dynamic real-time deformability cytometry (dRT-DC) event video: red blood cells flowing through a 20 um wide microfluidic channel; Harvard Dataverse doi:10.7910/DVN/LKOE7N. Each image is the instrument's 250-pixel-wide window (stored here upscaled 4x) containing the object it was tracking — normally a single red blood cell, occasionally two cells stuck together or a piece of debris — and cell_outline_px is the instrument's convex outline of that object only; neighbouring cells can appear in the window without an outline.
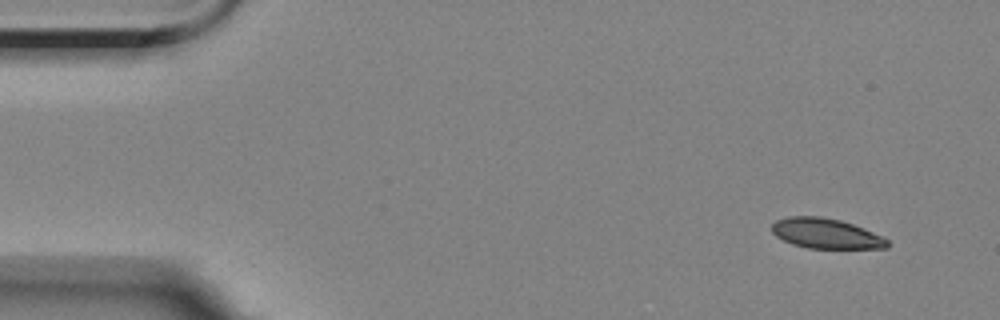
{"species": "Egyptian fruit bat (a non-hibernating species)", "species_latin": "Rousettus aegyptiacus", "temperature_condition": "room temperature", "stored_images_in_passage": 6, "camera_frame_rate_fps": 3000, "um_per_image_px": 0.085, "animal": {"sex": "female"}, "frame": {"image": 1, "passage_image": 1, "time_ms": 0.0, "image_size_px": [1000, 320], "cell_outline_px": [[888, 248], [808, 248], [792, 244], [776, 236], [772, 232], [772, 224], [776, 220], [788, 216], [820, 216], [840, 220], [864, 228], [884, 236], [888, 240]], "centroid_in_image_um": [70.21, 19.84], "position_along_channel_um": 14.8, "area_um2": 20.29}}
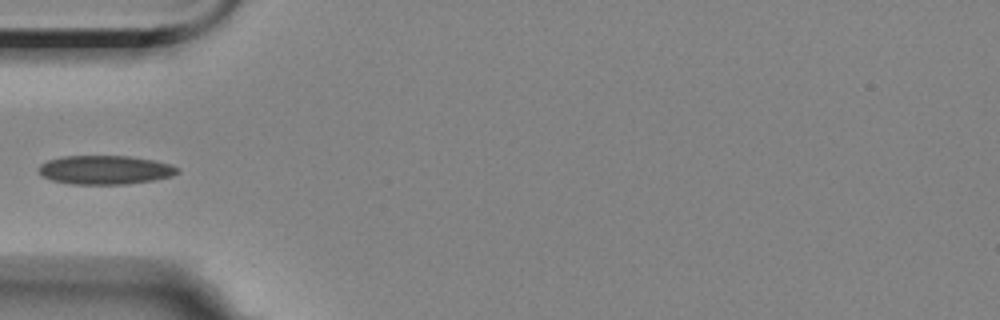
{"frame": {"image": 2, "passage_image": 5, "time_ms": 4.667, "image_size_px": [1000, 320], "cell_outline_px": [[180, 172], [172, 176], [152, 180], [124, 184], [72, 184], [52, 180], [44, 176], [40, 172], [40, 164], [48, 160], [64, 156], [128, 156], [156, 160], [180, 168]], "centroid_in_image_um": [8.97, 14.43], "position_along_channel_um": 76.0, "area_um2": 23.18}}
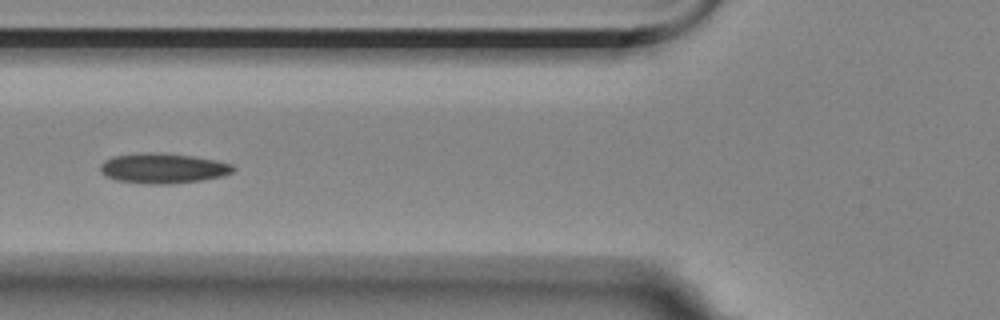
{"frame": {"image": 3, "passage_image": 6, "time_ms": 5.667, "image_size_px": [1000, 320], "cell_outline_px": [[236, 168], [232, 172], [224, 176], [200, 180], [172, 184], [148, 184], [116, 180], [100, 172], [100, 164], [104, 160], [112, 156], [148, 152], [152, 152], [192, 156], [216, 160], [232, 164]], "centroid_in_image_um": [13.86, 14.3], "position_along_channel_um": 111.9, "area_um2": 23.29}}